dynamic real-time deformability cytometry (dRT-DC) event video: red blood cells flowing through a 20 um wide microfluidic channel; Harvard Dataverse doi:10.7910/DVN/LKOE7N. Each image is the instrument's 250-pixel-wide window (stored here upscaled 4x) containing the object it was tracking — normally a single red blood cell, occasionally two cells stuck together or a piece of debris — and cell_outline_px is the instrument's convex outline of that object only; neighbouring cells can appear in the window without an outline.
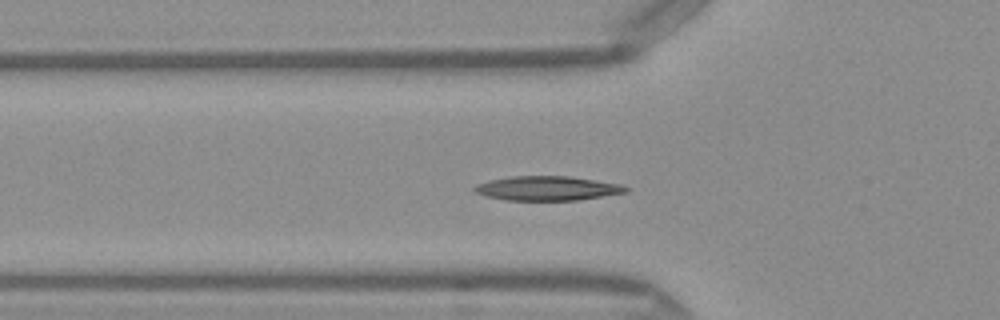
{"species": "Egyptian fruit bat (a non-hibernating species)", "species_latin": "Rousettus aegyptiacus", "temperature_condition": "warm", "stored_images_in_passage": 50, "camera_frame_rate_fps": 3000, "um_per_image_px": 0.085, "frame": {"image": 1, "passage_image": 16, "time_ms": 5.0, "image_size_px": [1000, 320], "cell_outline_px": [[628, 192], [576, 200], [508, 200], [484, 196], [476, 192], [472, 188], [488, 180], [512, 176], [568, 176], [620, 184], [628, 188]], "centroid_in_image_um": [46.5, 16.0], "position_along_channel_um": 79.3, "area_um2": 21.21}}
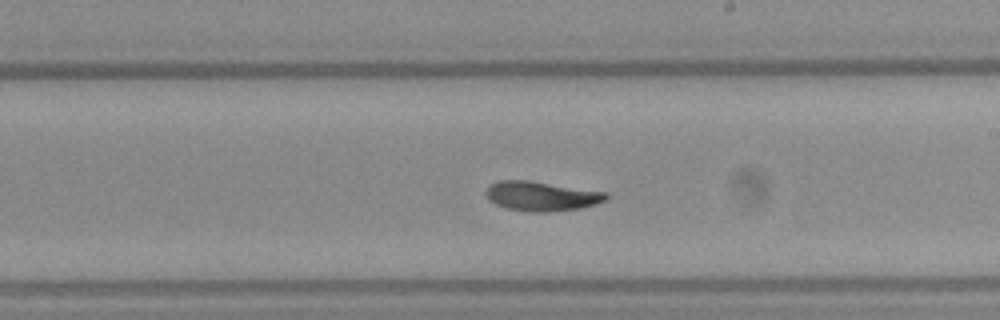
{"frame": {"image": 2, "passage_image": 28, "time_ms": 9.0, "image_size_px": [1000, 320], "cell_outline_px": [[608, 200], [596, 204], [580, 208], [548, 212], [528, 212], [504, 208], [496, 204], [488, 196], [488, 184], [500, 180], [528, 180], [608, 192]], "centroid_in_image_um": [46.08, 16.67], "position_along_channel_um": 242.9, "area_um2": 20.69}}
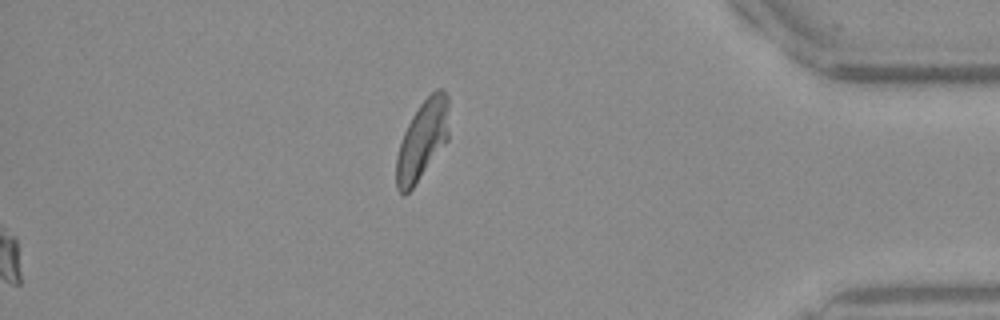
{"frame": {"image": 3, "passage_image": 50, "time_ms": 16.333, "image_size_px": [1000, 320], "cell_outline_px": [[448, 140], [412, 188], [404, 196], [396, 188], [396, 156], [404, 132], [412, 116], [420, 104], [436, 88], [440, 88], [448, 96]], "centroid_in_image_um": [35.89, 11.9], "position_along_channel_um": 399.3, "area_um2": 24.04}, "authors_computed_cell_mechanics": {"area_um2": 20.1433, "velocity_mm_per_s": 4.0741, "shape_relaxation_time_tau1_ms": 5.6372, "shape_relaxation_time_tau2_ms": 4.8507, "deformation_change_tau1": 0.1776, "deformation_change_tau2": 0.1025}}